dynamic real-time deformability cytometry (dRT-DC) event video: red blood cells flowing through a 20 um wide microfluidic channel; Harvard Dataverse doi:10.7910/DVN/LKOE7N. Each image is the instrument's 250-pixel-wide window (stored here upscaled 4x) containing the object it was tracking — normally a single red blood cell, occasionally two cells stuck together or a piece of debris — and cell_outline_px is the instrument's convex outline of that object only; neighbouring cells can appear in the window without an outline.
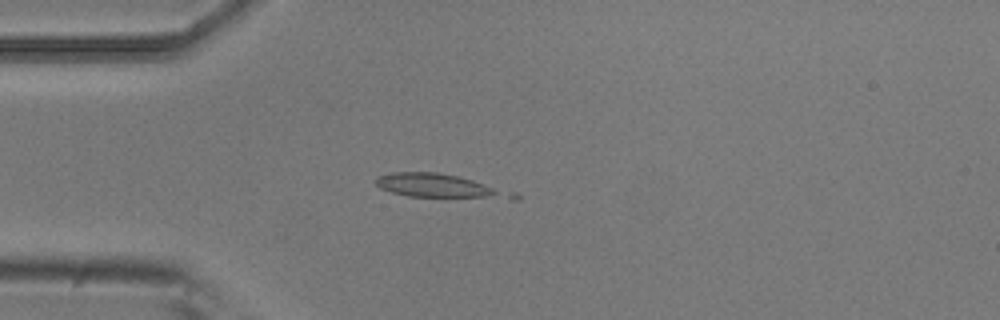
{"species": "common noctule bat (a hibernating species)", "species_latin": "Nyctalus noctula", "temperature_condition": "room temperature", "stored_images_in_passage": 5, "camera_frame_rate_fps": 3000, "um_per_image_px": 0.085, "animal": {"sex": "male", "body_mass_g": 20.5, "forearm_length_mm": 52.5}, "frame": {"image": 1, "passage_image": 4, "time_ms": 1.0, "image_size_px": [1000, 320], "cell_outline_px": [[520, 200], [512, 200], [408, 196], [392, 192], [380, 188], [376, 184], [376, 176], [392, 172], [436, 172], [456, 176], [472, 180], [516, 192], [520, 196]], "centroid_in_image_um": [37.48, 15.85], "position_along_channel_um": 47.5, "area_um2": 19.36}}